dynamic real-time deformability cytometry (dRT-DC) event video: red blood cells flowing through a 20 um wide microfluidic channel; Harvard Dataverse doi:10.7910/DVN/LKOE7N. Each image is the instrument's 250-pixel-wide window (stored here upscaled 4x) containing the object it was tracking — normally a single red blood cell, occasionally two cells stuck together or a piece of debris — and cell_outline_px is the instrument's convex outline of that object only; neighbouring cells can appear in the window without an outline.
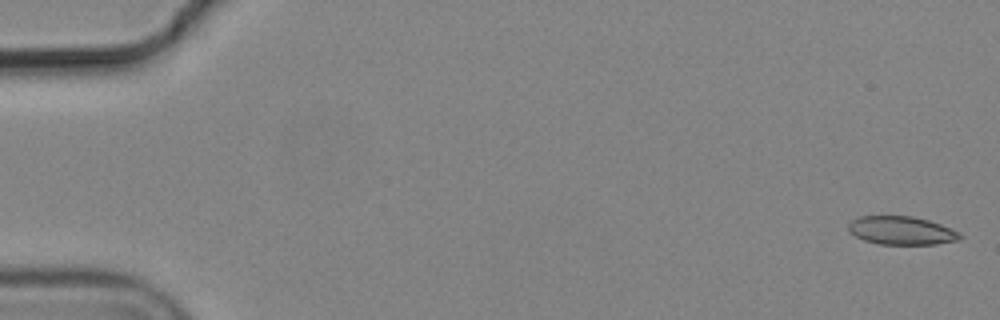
{"species": "common noctule bat (a hibernating species)", "species_latin": "Nyctalus noctula", "temperature_condition": "cold", "stored_images_in_passage": 7, "camera_frame_rate_fps": 3000, "um_per_image_px": 0.085, "animal": {"sex": "male", "body_mass_g": 19.2, "forearm_length_mm": 51.8}, "frame": {"image": 1, "passage_image": 1, "time_ms": 0.0, "image_size_px": [1000, 320], "cell_outline_px": [[964, 236], [960, 240], [936, 244], [880, 244], [864, 240], [848, 232], [848, 224], [852, 220], [860, 216], [912, 216], [928, 220], [940, 224], [960, 232]], "centroid_in_image_um": [76.64, 19.6], "position_along_channel_um": 8.4, "area_um2": 18.5}}
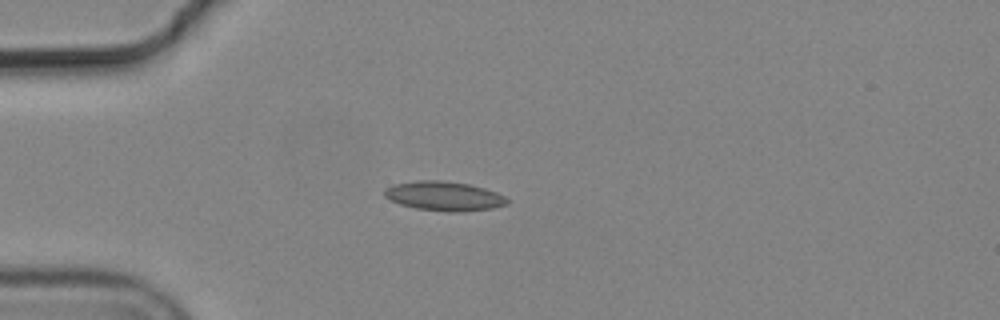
{"frame": {"image": 2, "passage_image": 5, "time_ms": 1.333, "image_size_px": [1000, 320], "cell_outline_px": [[508, 204], [492, 208], [464, 212], [448, 212], [416, 208], [400, 204], [384, 196], [384, 188], [392, 184], [416, 180], [440, 180], [468, 184], [484, 188], [496, 192], [504, 196], [508, 200]], "centroid_in_image_um": [37.73, 16.66], "position_along_channel_um": 47.3, "area_um2": 21.04}}
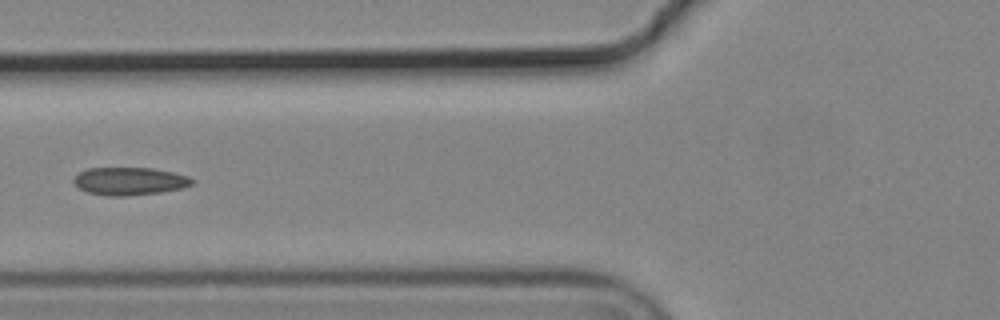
{"frame": {"image": 3, "passage_image": 7, "time_ms": 2.0, "image_size_px": [1000, 320], "cell_outline_px": [[196, 180], [192, 184], [184, 188], [160, 192], [124, 196], [108, 196], [88, 192], [80, 188], [72, 180], [80, 172], [88, 168], [152, 168], [172, 172], [188, 176]], "centroid_in_image_um": [11.05, 15.4], "position_along_channel_um": 114.8, "area_um2": 19.07}}